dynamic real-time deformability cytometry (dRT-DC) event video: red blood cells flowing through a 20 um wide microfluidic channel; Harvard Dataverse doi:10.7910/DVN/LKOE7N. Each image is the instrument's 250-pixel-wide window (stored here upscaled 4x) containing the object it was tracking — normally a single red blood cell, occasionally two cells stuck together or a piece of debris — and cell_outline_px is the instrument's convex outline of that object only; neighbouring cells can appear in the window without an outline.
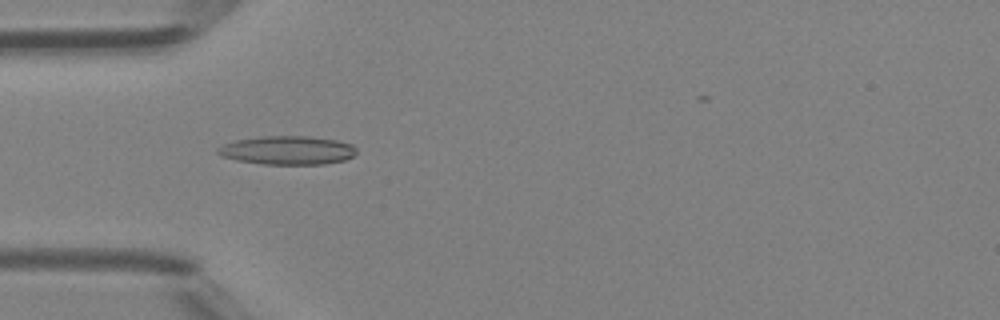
{"species": "Egyptian fruit bat (a non-hibernating species)", "species_latin": "Rousettus aegyptiacus", "temperature_condition": "room temperature", "stored_images_in_passage": 44, "camera_frame_rate_fps": 3000, "um_per_image_px": 0.085, "animal": {"sex": "female"}, "frame": {"image": 1, "passage_image": 14, "time_ms": 4.333, "image_size_px": [1000, 320], "cell_outline_px": [[356, 152], [352, 156], [344, 160], [324, 164], [264, 164], [236, 160], [220, 156], [216, 152], [216, 148], [224, 144], [236, 140], [260, 136], [308, 136], [336, 140], [352, 144], [356, 148]], "centroid_in_image_um": [24.41, 12.77], "position_along_channel_um": 60.6, "area_um2": 23.18}}
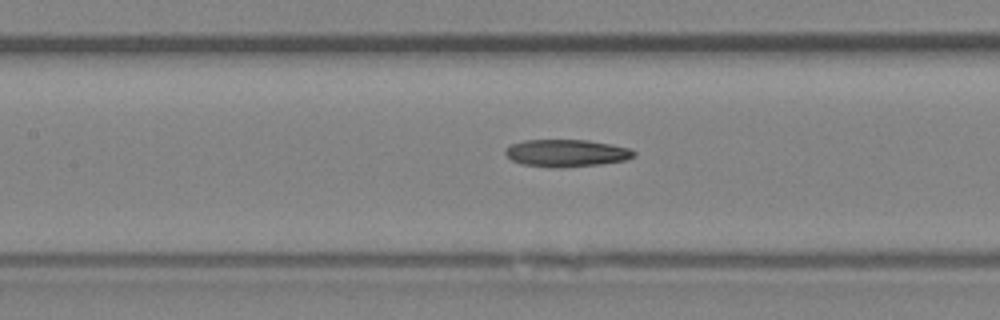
{"frame": {"image": 2, "passage_image": 21, "time_ms": 6.667, "image_size_px": [1000, 320], "cell_outline_px": [[636, 156], [624, 160], [600, 164], [560, 168], [548, 168], [520, 164], [512, 160], [504, 152], [504, 148], [512, 144], [524, 140], [588, 140], [612, 144], [628, 148], [636, 152]], "centroid_in_image_um": [48.12, 13.02], "position_along_channel_um": 159.3, "area_um2": 20.63}}
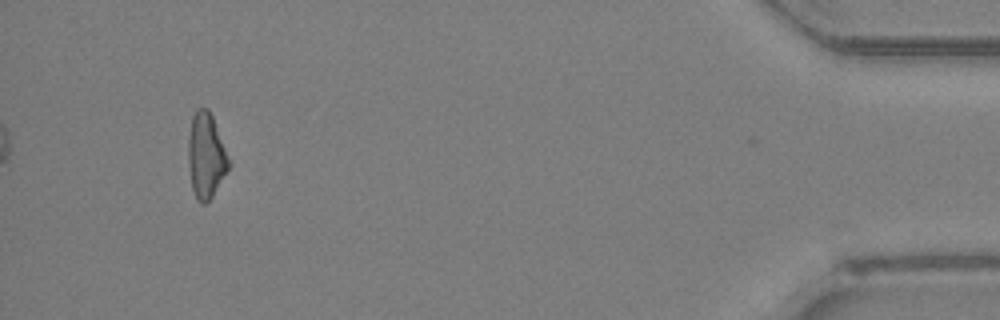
{"frame": {"image": 3, "passage_image": 44, "time_ms": 14.333, "image_size_px": [1000, 320], "cell_outline_px": [[232, 164], [212, 196], [204, 204], [200, 204], [196, 200], [192, 188], [188, 160], [188, 136], [192, 116], [196, 108], [208, 108], [212, 116]], "centroid_in_image_um": [17.51, 13.23], "position_along_channel_um": 417.7, "area_um2": 20.23}}